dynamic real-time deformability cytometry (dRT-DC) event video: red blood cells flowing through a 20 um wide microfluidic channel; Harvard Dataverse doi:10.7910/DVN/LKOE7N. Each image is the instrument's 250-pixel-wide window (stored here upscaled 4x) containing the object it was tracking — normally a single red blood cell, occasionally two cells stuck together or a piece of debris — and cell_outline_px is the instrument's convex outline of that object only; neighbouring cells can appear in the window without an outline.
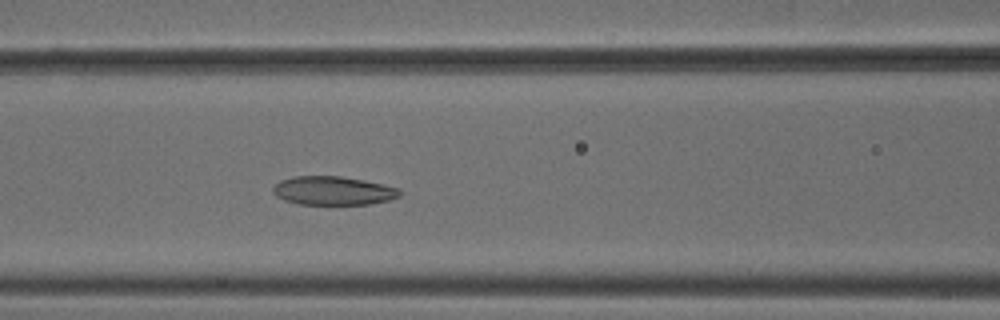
{"species": "common noctule bat (a hibernating species)", "species_latin": "Nyctalus noctula", "temperature_condition": "cold", "stored_images_in_passage": 38, "camera_frame_rate_fps": 3000, "um_per_image_px": 0.085, "animal": {"sex": "male", "body_mass_g": 18.8}, "frame": {"image": 1, "passage_image": 8, "time_ms": 2.333, "image_size_px": [1000, 320], "cell_outline_px": [[400, 196], [388, 200], [368, 204], [300, 204], [284, 200], [276, 196], [272, 192], [272, 188], [280, 180], [292, 176], [340, 176], [364, 180], [400, 188]], "centroid_in_image_um": [28.29, 16.2], "position_along_channel_um": 138.3, "area_um2": 21.15}}
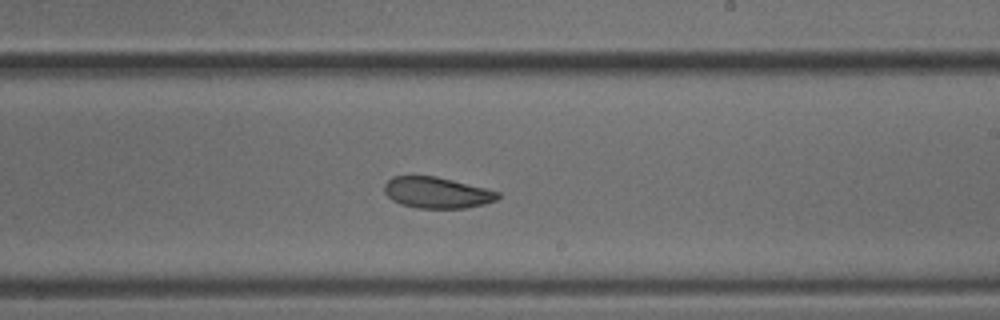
{"frame": {"image": 2, "passage_image": 17, "time_ms": 5.333, "image_size_px": [1000, 320], "cell_outline_px": [[500, 196], [496, 200], [484, 204], [464, 208], [416, 208], [400, 204], [392, 200], [384, 192], [384, 184], [392, 176], [436, 176], [500, 192]], "centroid_in_image_um": [37.11, 16.38], "position_along_channel_um": 251.9, "area_um2": 20.52}}
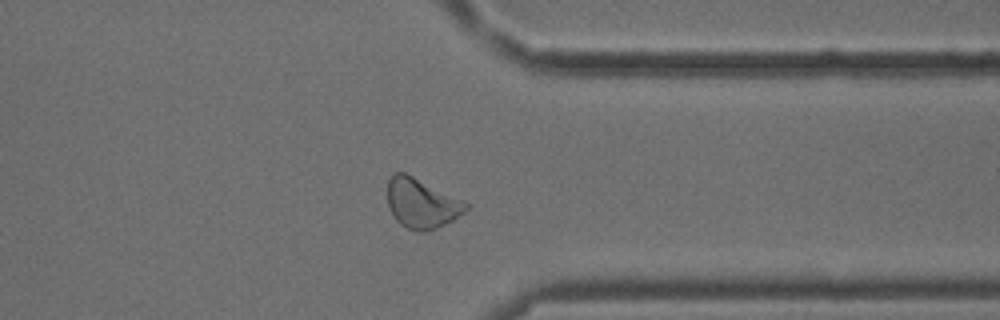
{"frame": {"image": 3, "passage_image": 27, "time_ms": 8.667, "image_size_px": [1000, 320], "cell_outline_px": [[468, 208], [464, 212], [452, 220], [436, 228], [420, 232], [408, 228], [400, 224], [396, 220], [388, 208], [388, 180], [396, 172], [404, 172], [464, 200], [468, 204]], "centroid_in_image_um": [35.83, 17.28], "position_along_channel_um": 375.6, "area_um2": 22.48}, "authors_computed_cell_mechanics": {"area_um2": 22.0796, "velocity_mm_per_s": 3.7915, "shape_relaxation_time_tau1_ms": 7.742, "shape_relaxation_time_tau2_ms": null, "deformation_change_tau1": 0.1563, "deformation_change_tau2": null}}